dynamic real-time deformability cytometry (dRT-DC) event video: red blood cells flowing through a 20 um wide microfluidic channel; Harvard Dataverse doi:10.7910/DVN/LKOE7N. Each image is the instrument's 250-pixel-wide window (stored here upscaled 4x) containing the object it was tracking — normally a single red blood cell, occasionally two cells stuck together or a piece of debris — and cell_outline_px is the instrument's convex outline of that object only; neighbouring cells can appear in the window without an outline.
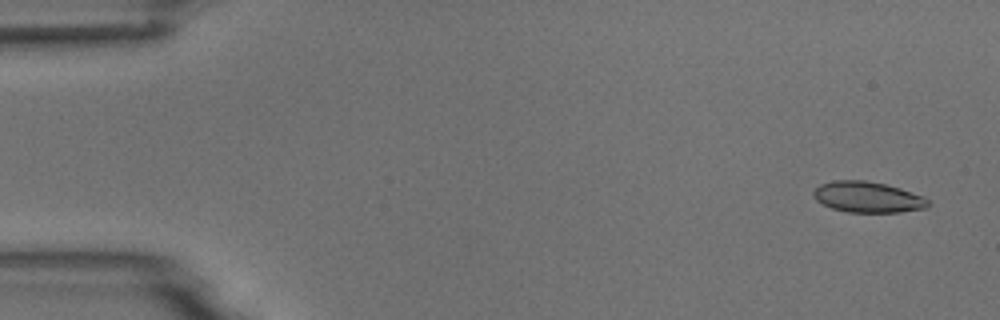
{"species": "common noctule bat (a hibernating species)", "species_latin": "Nyctalus noctula", "temperature_condition": "room temperature", "stored_images_in_passage": 4, "camera_frame_rate_fps": 3000, "um_per_image_px": 0.085, "animal": {"sex": "male", "body_mass_g": 18.8}, "frame": {"image": 1, "passage_image": 1, "time_ms": 0.0, "image_size_px": [1000, 320], "cell_outline_px": [[932, 204], [928, 208], [900, 212], [848, 212], [832, 208], [816, 200], [812, 196], [812, 192], [820, 184], [832, 180], [864, 180], [884, 184], [900, 188], [924, 196]], "centroid_in_image_um": [73.77, 16.75], "position_along_channel_um": 11.2, "area_um2": 20.75}}